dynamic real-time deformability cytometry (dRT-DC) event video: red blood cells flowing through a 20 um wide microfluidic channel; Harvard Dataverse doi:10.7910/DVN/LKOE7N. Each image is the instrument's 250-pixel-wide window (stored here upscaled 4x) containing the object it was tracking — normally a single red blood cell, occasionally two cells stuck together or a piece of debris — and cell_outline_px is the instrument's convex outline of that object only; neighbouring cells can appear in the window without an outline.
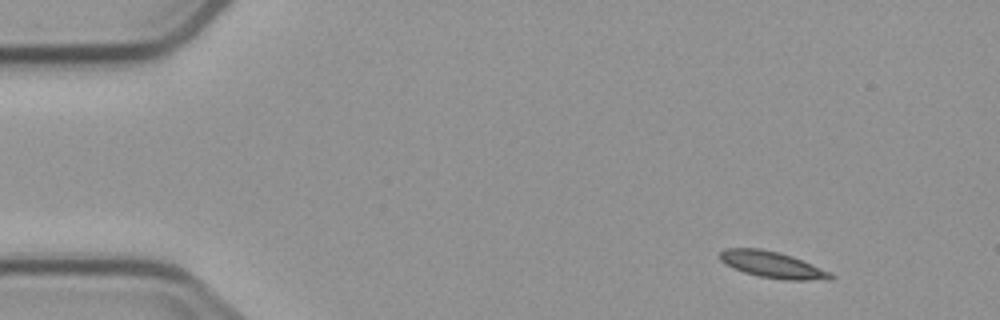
{"species": "common noctule bat (a hibernating species)", "species_latin": "Nyctalus noctula", "temperature_condition": "cold", "stored_images_in_passage": 3, "camera_frame_rate_fps": 3000, "um_per_image_px": 0.085, "animal": {"sex": "male", "body_mass_g": 23.1, "forearm_length_mm": 52.7}, "frame": {"image": 1, "passage_image": 1, "time_ms": 0.0, "image_size_px": [1000, 320], "cell_outline_px": [[836, 276], [832, 280], [784, 280], [760, 276], [744, 272], [732, 268], [724, 264], [720, 260], [720, 252], [724, 248], [760, 248], [780, 252], [792, 256], [832, 272]], "centroid_in_image_um": [65.68, 22.5], "position_along_channel_um": 19.3, "area_um2": 17.28}}